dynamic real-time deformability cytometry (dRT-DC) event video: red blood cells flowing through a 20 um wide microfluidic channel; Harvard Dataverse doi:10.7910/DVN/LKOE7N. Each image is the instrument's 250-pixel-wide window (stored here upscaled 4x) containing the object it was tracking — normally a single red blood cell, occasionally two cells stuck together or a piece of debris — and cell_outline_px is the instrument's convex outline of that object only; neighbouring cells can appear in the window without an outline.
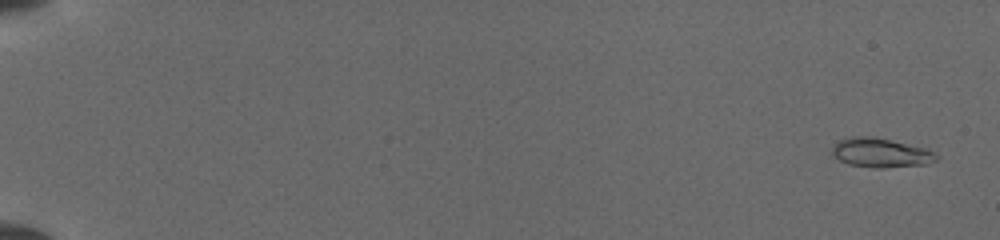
{"species": "common noctule bat (a hibernating species)", "species_latin": "Nyctalus noctula", "temperature_condition": "cold", "stored_images_in_passage": 22, "camera_frame_rate_fps": 3000, "um_per_image_px": 0.085, "animal": {"sex": "female", "body_mass_g": 19.5, "forearm_length_mm": 54.1}, "frame": {"image": 1, "passage_image": 3, "time_ms": 0.667, "image_size_px": [1000, 240], "cell_outline_px": [[940, 156], [936, 160], [928, 164], [884, 168], [872, 168], [848, 164], [840, 160], [832, 152], [832, 148], [836, 140], [852, 136], [872, 136], [928, 148], [936, 152]], "centroid_in_image_um": [74.9, 12.98], "position_along_channel_um": 10.1, "area_um2": 18.09}}
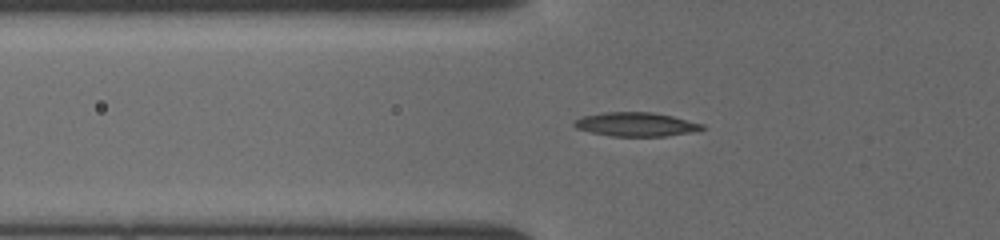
{"frame": {"image": 2, "passage_image": 17, "time_ms": 6.667, "image_size_px": [1000, 240], "cell_outline_px": [[704, 128], [700, 132], [664, 136], [612, 136], [592, 132], [576, 128], [572, 124], [580, 116], [604, 112], [652, 112], [672, 116], [704, 124]], "centroid_in_image_um": [54.1, 10.57], "position_along_channel_um": 71.7, "area_um2": 17.98}}
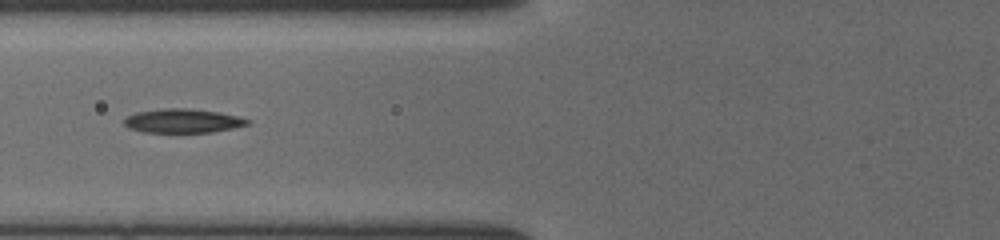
{"frame": {"image": 3, "passage_image": 20, "time_ms": 7.667, "image_size_px": [1000, 240], "cell_outline_px": [[252, 120], [248, 124], [232, 128], [212, 132], [144, 132], [128, 128], [124, 124], [124, 116], [136, 112], [164, 108], [188, 108], [220, 112]], "centroid_in_image_um": [15.5, 10.26], "position_along_channel_um": 110.3, "area_um2": 17.28}}